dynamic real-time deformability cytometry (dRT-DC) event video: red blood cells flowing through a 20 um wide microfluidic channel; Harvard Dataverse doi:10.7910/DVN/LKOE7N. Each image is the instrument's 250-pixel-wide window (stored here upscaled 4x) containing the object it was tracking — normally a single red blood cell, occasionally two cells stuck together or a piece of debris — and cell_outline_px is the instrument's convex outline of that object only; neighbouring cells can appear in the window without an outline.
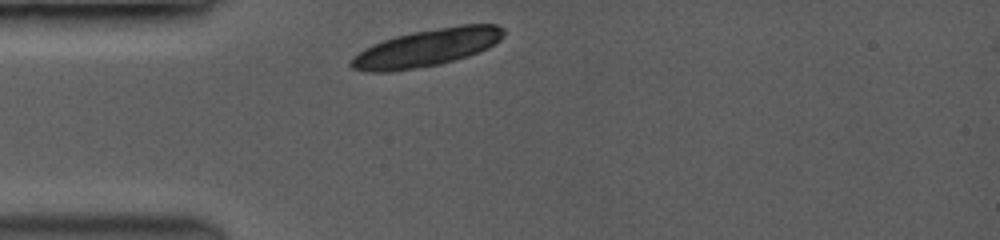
{"species": "common noctule bat (a hibernating species)", "species_latin": "Nyctalus noctula", "temperature_condition": "room temperature", "stored_images_in_passage": 8, "camera_frame_rate_fps": 3500, "um_per_image_px": 0.085, "animal": {"sex": "female", "body_mass_g": 19.0, "forearm_length_mm": 53.3}, "frame": {"image": 1, "passage_image": 1, "time_ms": 0.0, "image_size_px": [1000, 240], "cell_outline_px": [[504, 36], [500, 40], [488, 48], [452, 60], [436, 64], [388, 72], [372, 72], [352, 68], [348, 64], [352, 56], [364, 48], [372, 44], [396, 36], [412, 32], [460, 24], [496, 24], [504, 28]], "centroid_in_image_um": [36.25, 4.04], "position_along_channel_um": 48.7, "area_um2": 32.83}}